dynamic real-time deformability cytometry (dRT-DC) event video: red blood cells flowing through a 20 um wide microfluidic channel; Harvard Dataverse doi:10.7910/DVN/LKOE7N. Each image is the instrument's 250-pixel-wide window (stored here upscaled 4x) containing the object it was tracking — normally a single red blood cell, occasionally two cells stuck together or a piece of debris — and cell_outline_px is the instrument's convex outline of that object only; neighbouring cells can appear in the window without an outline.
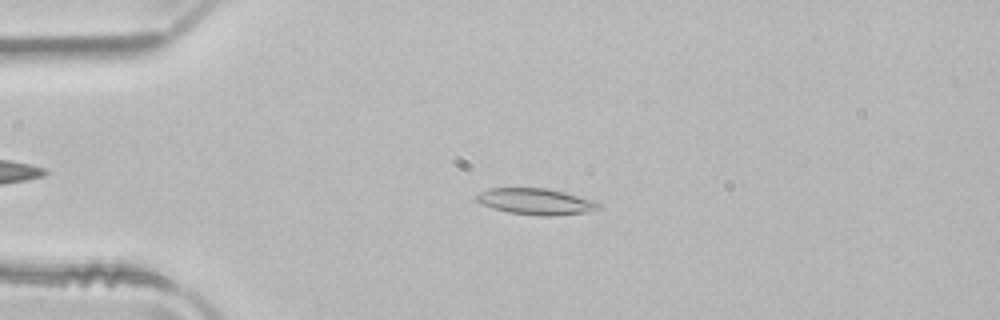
{"species": "common noctule bat (a hibernating species)", "species_latin": "Nyctalus noctula", "temperature_condition": "room temperature", "stored_images_in_passage": 44, "camera_frame_rate_fps": 3000, "um_per_image_px": 0.085, "animal": {"sex": "male", "body_mass_g": 21.5, "forearm_length_mm": 52.0}, "frame": {"image": 1, "passage_image": 5, "time_ms": 1.333, "image_size_px": [1000, 320], "cell_outline_px": [[600, 204], [596, 208], [584, 212], [552, 216], [540, 216], [508, 212], [492, 208], [476, 200], [476, 196], [480, 192], [488, 188], [548, 188], [596, 200]], "centroid_in_image_um": [45.53, 17.12], "position_along_channel_um": 39.5, "area_um2": 18.5}}
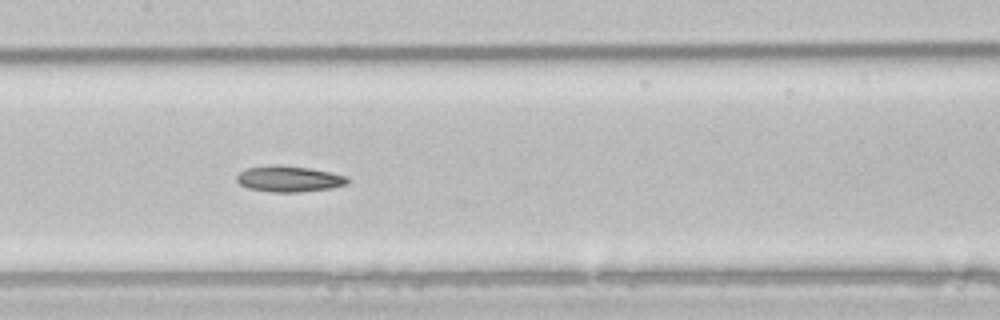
{"frame": {"image": 2, "passage_image": 18, "time_ms": 5.667, "image_size_px": [1000, 320], "cell_outline_px": [[348, 180], [344, 184], [332, 188], [300, 192], [272, 192], [248, 188], [240, 184], [236, 180], [236, 176], [240, 172], [248, 168], [272, 164], [276, 164], [308, 168], [348, 176]], "centroid_in_image_um": [24.53, 15.2], "position_along_channel_um": 182.9, "area_um2": 16.65}}
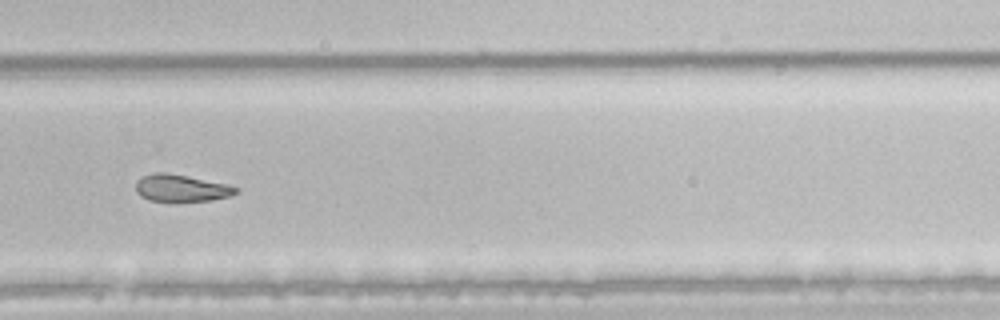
{"frame": {"image": 3, "passage_image": 28, "time_ms": 9.0, "image_size_px": [1000, 320], "cell_outline_px": [[240, 192], [228, 196], [212, 200], [148, 200], [140, 196], [136, 192], [136, 180], [144, 176], [156, 172], [164, 172], [228, 184], [240, 188]], "centroid_in_image_um": [15.42, 15.98], "position_along_channel_um": 314.4, "area_um2": 15.49}}